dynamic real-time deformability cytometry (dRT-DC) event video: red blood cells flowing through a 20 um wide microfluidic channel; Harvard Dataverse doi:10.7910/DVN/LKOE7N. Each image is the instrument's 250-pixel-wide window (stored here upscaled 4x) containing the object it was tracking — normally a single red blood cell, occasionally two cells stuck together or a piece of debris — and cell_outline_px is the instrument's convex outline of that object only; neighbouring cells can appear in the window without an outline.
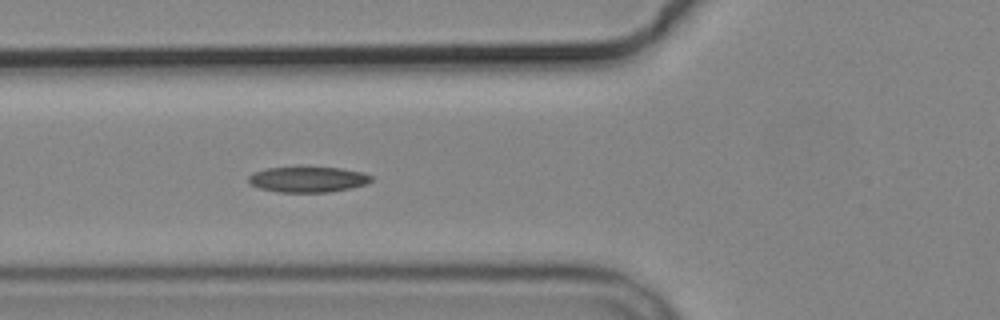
{"species": "common noctule bat (a hibernating species)", "species_latin": "Nyctalus noctula", "temperature_condition": "cold", "stored_images_in_passage": 6, "camera_frame_rate_fps": 3000, "um_per_image_px": 0.085, "animal": {"sex": "male", "body_mass_g": 19.2, "forearm_length_mm": 51.8}, "frame": {"image": 1, "passage_image": 6, "time_ms": 7.0, "image_size_px": [1000, 320], "cell_outline_px": [[372, 180], [364, 184], [352, 188], [328, 192], [276, 192], [260, 188], [252, 184], [248, 180], [248, 176], [252, 172], [268, 168], [340, 168], [364, 172], [372, 176]], "centroid_in_image_um": [26.17, 15.26], "position_along_channel_um": 99.6, "area_um2": 18.09}}